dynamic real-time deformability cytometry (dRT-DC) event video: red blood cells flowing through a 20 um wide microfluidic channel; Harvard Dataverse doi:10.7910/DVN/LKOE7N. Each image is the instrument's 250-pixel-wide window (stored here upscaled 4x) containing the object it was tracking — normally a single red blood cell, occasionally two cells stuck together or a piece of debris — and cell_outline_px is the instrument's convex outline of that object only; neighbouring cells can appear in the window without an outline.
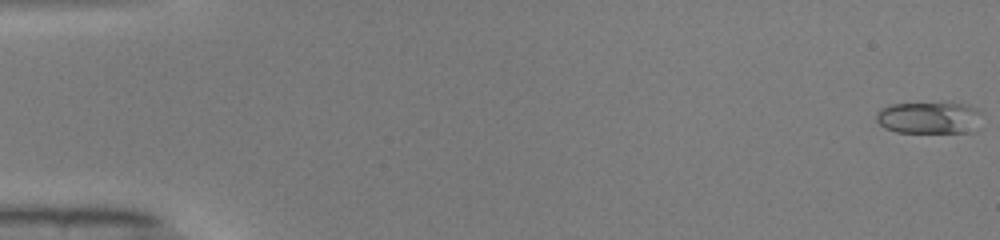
{"species": "common noctule bat (a hibernating species)", "species_latin": "Nyctalus noctula", "temperature_condition": "warm", "stored_images_in_passage": 8, "camera_frame_rate_fps": 3000, "um_per_image_px": 0.085, "animal": {"sex": "male", "body_mass_g": 19.0, "forearm_length_mm": 50.8}, "frame": {"image": 1, "passage_image": 1, "time_ms": 0.0, "image_size_px": [1000, 240], "cell_outline_px": [[980, 112], [972, 132], [896, 132], [884, 128], [876, 120], [876, 112], [880, 108], [892, 104], [940, 100], [952, 100], [968, 104], [976, 108]], "centroid_in_image_um": [78.94, 9.93], "position_along_channel_um": 6.1, "area_um2": 20.46}}